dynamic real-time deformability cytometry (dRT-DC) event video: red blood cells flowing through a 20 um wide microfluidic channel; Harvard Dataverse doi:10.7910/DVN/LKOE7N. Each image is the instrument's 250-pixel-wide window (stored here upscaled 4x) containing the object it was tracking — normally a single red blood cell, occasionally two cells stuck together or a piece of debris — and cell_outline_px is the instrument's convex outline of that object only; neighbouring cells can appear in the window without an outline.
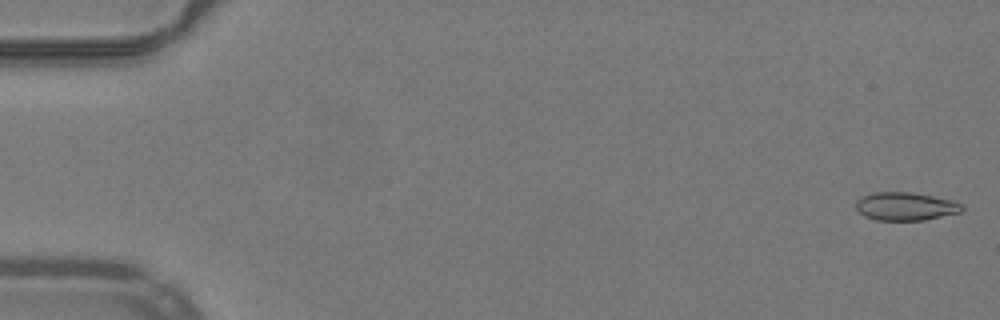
{"species": "common noctule bat (a hibernating species)", "species_latin": "Nyctalus noctula", "temperature_condition": "warm", "stored_images_in_passage": 52, "camera_frame_rate_fps": 3000, "um_per_image_px": 0.085, "animal": {"sex": "male", "body_mass_g": 19.2, "forearm_length_mm": 51.8}, "frame": {"image": 1, "passage_image": 1, "time_ms": 0.0, "image_size_px": [1000, 320], "cell_outline_px": [[964, 208], [960, 212], [924, 220], [876, 220], [864, 216], [856, 208], [856, 200], [860, 196], [872, 192], [912, 192], [952, 200], [964, 204]], "centroid_in_image_um": [76.95, 17.53], "position_along_channel_um": 8.0, "area_um2": 17.51}}
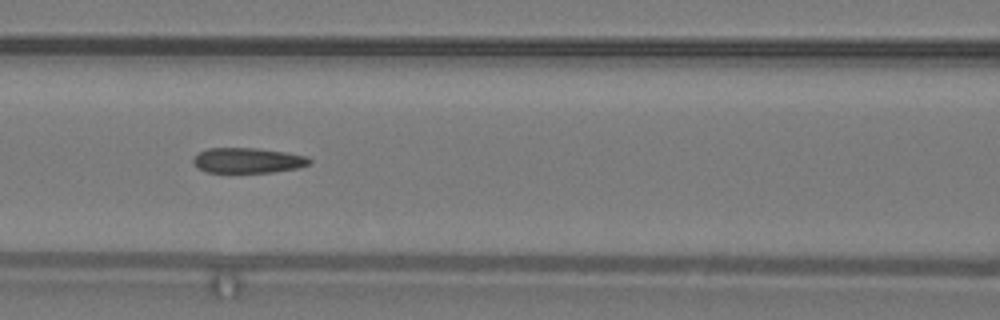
{"frame": {"image": 2, "passage_image": 23, "time_ms": 7.333, "image_size_px": [1000, 320], "cell_outline_px": [[312, 160], [308, 164], [296, 168], [272, 172], [208, 172], [196, 168], [192, 160], [200, 152], [208, 148], [256, 148], [284, 152], [308, 156]], "centroid_in_image_um": [21.05, 13.63], "position_along_channel_um": 145.6, "area_um2": 16.94}}
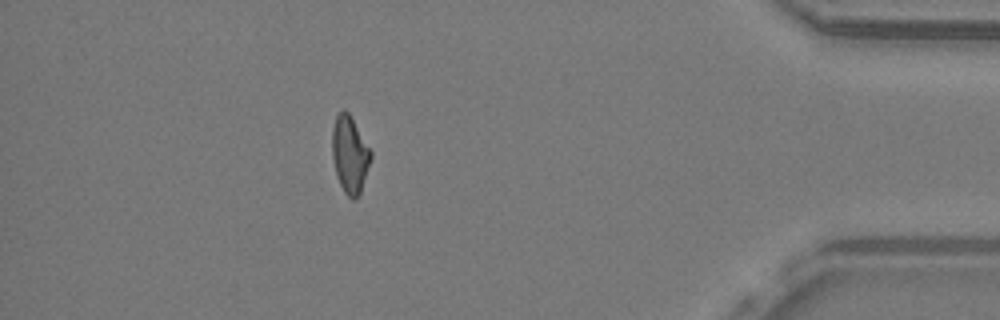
{"frame": {"image": 3, "passage_image": 46, "time_ms": 15.0, "image_size_px": [1000, 320], "cell_outline_px": [[372, 156], [360, 192], [356, 200], [352, 200], [344, 192], [336, 176], [332, 156], [332, 128], [336, 116], [344, 108], [348, 112], [372, 152]], "centroid_in_image_um": [29.72, 13.14], "position_along_channel_um": 405.5, "area_um2": 17.22}, "authors_computed_cell_mechanics": {"area_um2": 17.7157, "velocity_mm_per_s": 4.0099, "shape_relaxation_time_tau1_ms": null, "shape_relaxation_time_tau2_ms": 2.7927, "deformation_change_tau1": null, "deformation_change_tau2": 0.1055}}